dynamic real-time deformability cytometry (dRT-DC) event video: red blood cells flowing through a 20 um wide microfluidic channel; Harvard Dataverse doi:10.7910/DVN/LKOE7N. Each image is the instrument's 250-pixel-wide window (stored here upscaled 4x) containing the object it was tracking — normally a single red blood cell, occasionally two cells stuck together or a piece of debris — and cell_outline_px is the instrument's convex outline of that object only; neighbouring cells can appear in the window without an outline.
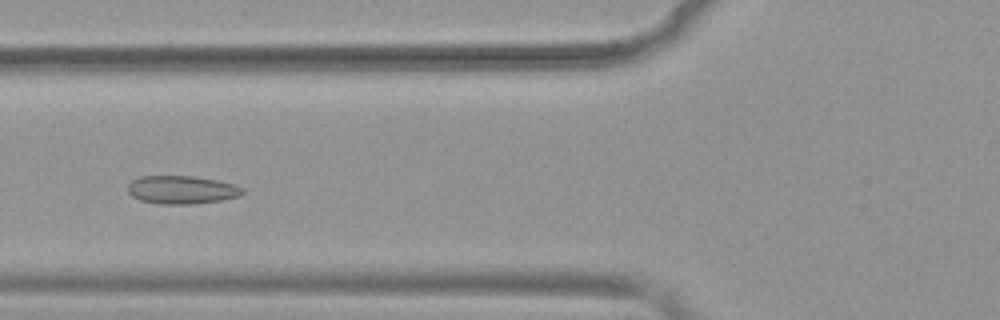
{"species": "common noctule bat (a hibernating species)", "species_latin": "Nyctalus noctula", "temperature_condition": "warm", "stored_images_in_passage": 38, "camera_frame_rate_fps": 3000, "um_per_image_px": 0.085, "animal": {"sex": "female", "body_mass_g": 19.9}, "frame": {"image": 1, "passage_image": 12, "time_ms": 3.667, "image_size_px": [1000, 320], "cell_outline_px": [[244, 192], [240, 196], [220, 200], [192, 204], [160, 204], [140, 200], [132, 196], [128, 192], [128, 184], [132, 180], [140, 176], [196, 176], [220, 180], [236, 184], [244, 188]], "centroid_in_image_um": [15.48, 16.12], "position_along_channel_um": 110.3, "area_um2": 19.07}}
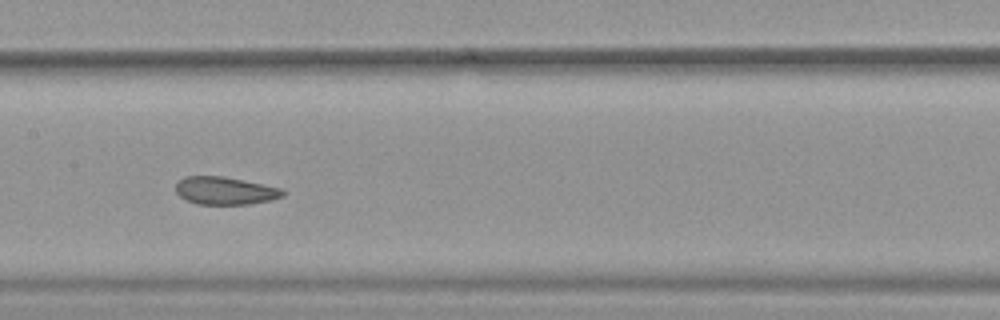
{"frame": {"image": 2, "passage_image": 18, "time_ms": 5.667, "image_size_px": [1000, 320], "cell_outline_px": [[284, 196], [272, 200], [248, 204], [196, 204], [180, 196], [176, 192], [176, 180], [184, 176], [224, 176], [284, 188]], "centroid_in_image_um": [19.14, 16.2], "position_along_channel_um": 188.3, "area_um2": 17.51}}
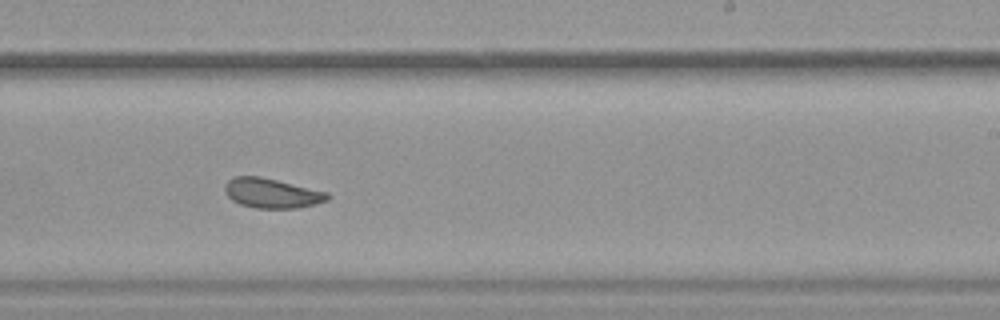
{"frame": {"image": 3, "passage_image": 24, "time_ms": 7.667, "image_size_px": [1000, 320], "cell_outline_px": [[332, 196], [328, 200], [316, 204], [296, 208], [256, 208], [240, 204], [232, 200], [224, 192], [224, 184], [228, 180], [236, 176], [260, 176], [328, 192]], "centroid_in_image_um": [23.11, 16.42], "position_along_channel_um": 265.9, "area_um2": 17.86}, "authors_computed_cell_mechanics": {"area_um2": 19.0451, "velocity_mm_per_s": 3.8988, "shape_relaxation_time_tau1_ms": null, "shape_relaxation_time_tau2_ms": 2.0886, "deformation_change_tau1": null, "deformation_change_tau2": 0.0641}}